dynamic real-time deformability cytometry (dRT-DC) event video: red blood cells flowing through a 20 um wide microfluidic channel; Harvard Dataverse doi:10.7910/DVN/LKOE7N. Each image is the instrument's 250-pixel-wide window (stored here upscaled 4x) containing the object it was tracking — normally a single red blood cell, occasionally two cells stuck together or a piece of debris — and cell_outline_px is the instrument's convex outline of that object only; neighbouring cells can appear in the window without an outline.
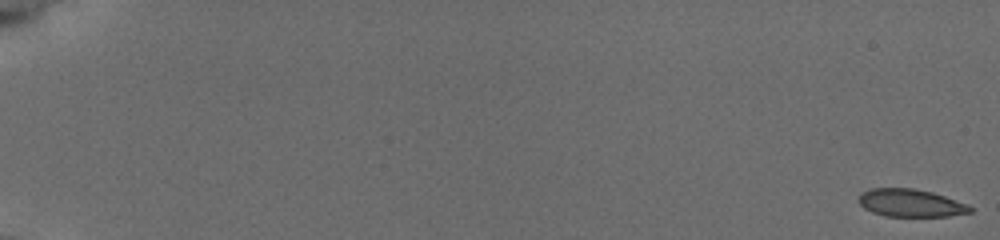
{"species": "common noctule bat (a hibernating species)", "species_latin": "Nyctalus noctula", "temperature_condition": "cold", "stored_images_in_passage": 23, "camera_frame_rate_fps": 3000, "um_per_image_px": 0.085, "animal": {"sex": "female", "body_mass_g": 19.5, "forearm_length_mm": 54.1}, "frame": {"image": 1, "passage_image": 1, "time_ms": 0.0, "image_size_px": [1000, 240], "cell_outline_px": [[972, 212], [948, 216], [884, 216], [872, 212], [864, 208], [860, 204], [860, 192], [872, 188], [912, 188], [932, 192], [968, 204], [972, 208]], "centroid_in_image_um": [77.4, 17.25], "position_along_channel_um": 7.6, "area_um2": 17.92}}
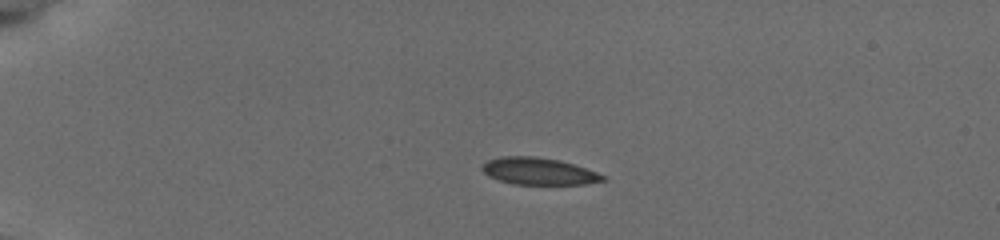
{"frame": {"image": 2, "passage_image": 12, "time_ms": 4.667, "image_size_px": [1000, 240], "cell_outline_px": [[604, 180], [584, 184], [512, 184], [500, 180], [484, 172], [480, 168], [488, 160], [500, 156], [536, 156], [560, 160], [596, 172], [604, 176]], "centroid_in_image_um": [45.76, 14.54], "position_along_channel_um": 39.2, "area_um2": 18.67}}
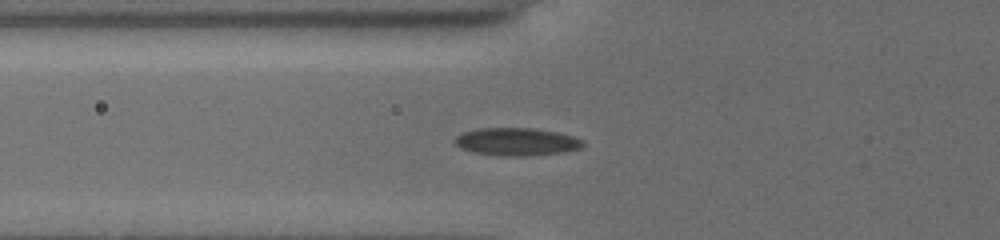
{"frame": {"image": 3, "passage_image": 22, "time_ms": 7.333, "image_size_px": [1000, 240], "cell_outline_px": [[584, 144], [580, 148], [560, 152], [524, 156], [500, 156], [472, 152], [460, 148], [452, 140], [456, 136], [464, 132], [476, 128], [536, 128], [556, 132], [572, 136], [584, 140]], "centroid_in_image_um": [43.86, 12.04], "position_along_channel_um": 81.9, "area_um2": 20.75}}